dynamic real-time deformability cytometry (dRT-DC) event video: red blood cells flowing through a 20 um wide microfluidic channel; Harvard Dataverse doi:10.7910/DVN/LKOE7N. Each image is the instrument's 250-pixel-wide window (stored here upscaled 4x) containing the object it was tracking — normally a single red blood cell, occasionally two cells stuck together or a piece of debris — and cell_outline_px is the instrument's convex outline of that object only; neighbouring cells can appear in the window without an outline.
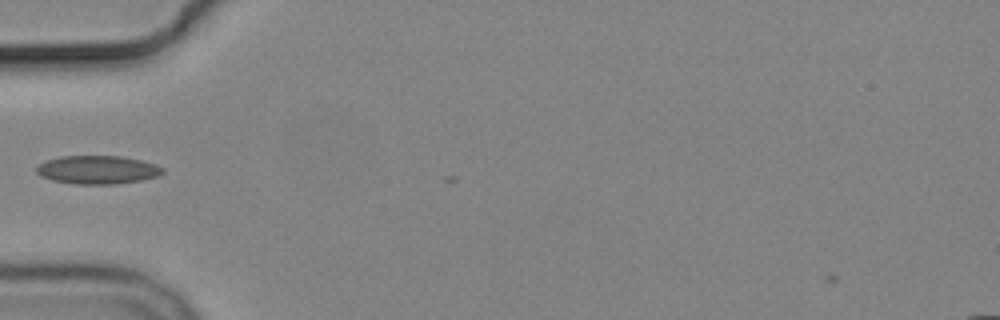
{"species": "common noctule bat (a hibernating species)", "species_latin": "Nyctalus noctula", "temperature_condition": "cold", "stored_images_in_passage": 3, "camera_frame_rate_fps": 3000, "um_per_image_px": 0.085, "animal": {"sex": "male", "body_mass_g": 19.2, "forearm_length_mm": 51.8}, "frame": {"image": 1, "passage_image": 2, "time_ms": 1.333, "image_size_px": [1000, 320], "cell_outline_px": [[164, 172], [160, 176], [140, 180], [116, 184], [76, 184], [52, 180], [40, 176], [36, 172], [36, 168], [44, 160], [60, 156], [120, 156], [140, 160], [156, 164], [164, 168]], "centroid_in_image_um": [8.29, 14.43], "position_along_channel_um": 76.7, "area_um2": 20.98}}